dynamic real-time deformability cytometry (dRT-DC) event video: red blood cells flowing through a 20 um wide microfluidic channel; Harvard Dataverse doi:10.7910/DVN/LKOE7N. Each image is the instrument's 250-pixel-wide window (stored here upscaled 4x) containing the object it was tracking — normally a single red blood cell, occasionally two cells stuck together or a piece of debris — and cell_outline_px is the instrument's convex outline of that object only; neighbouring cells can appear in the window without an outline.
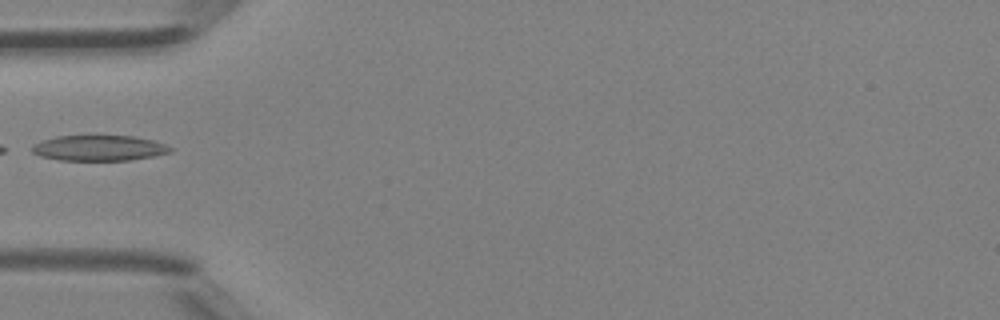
{"species": "Egyptian fruit bat (a non-hibernating species)", "species_latin": "Rousettus aegyptiacus", "temperature_condition": "room temperature", "stored_images_in_passage": 4, "camera_frame_rate_fps": 3000, "um_per_image_px": 0.085, "animal": {"sex": "female"}, "frame": {"image": 1, "passage_image": 4, "time_ms": 1.0, "image_size_px": [1000, 320], "cell_outline_px": [[172, 152], [152, 156], [128, 160], [60, 160], [40, 156], [32, 152], [32, 144], [56, 136], [136, 136], [152, 140], [164, 144], [172, 148]], "centroid_in_image_um": [8.4, 12.58], "position_along_channel_um": 76.6, "area_um2": 20.4}}